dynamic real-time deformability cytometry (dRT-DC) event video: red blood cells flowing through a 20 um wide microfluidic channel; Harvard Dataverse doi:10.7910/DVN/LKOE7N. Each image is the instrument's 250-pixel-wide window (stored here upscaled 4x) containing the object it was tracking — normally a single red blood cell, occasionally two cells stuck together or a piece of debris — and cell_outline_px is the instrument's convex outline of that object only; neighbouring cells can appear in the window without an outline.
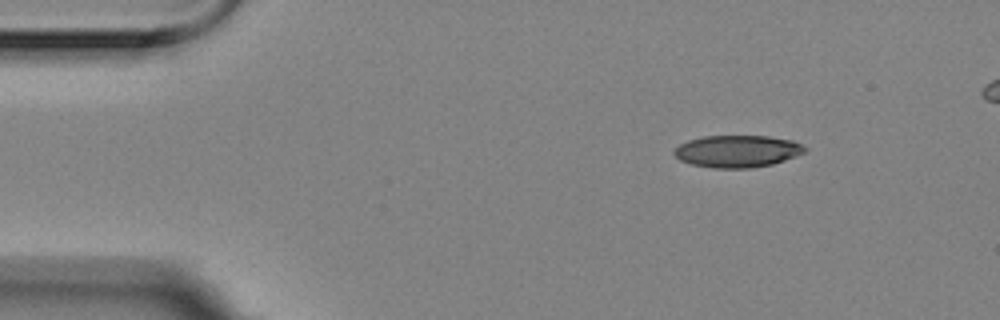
{"species": "Egyptian fruit bat (a non-hibernating species)", "species_latin": "Rousettus aegyptiacus", "temperature_condition": "room temperature", "stored_images_in_passage": 4, "segment_of_instrument_passage": [1, 2], "camera_frame_rate_fps": 3000, "um_per_image_px": 0.085, "animal": {"sex": "female"}, "frame": {"image": 1, "passage_image": 1, "time_ms": 0.0, "image_size_px": [1000, 320], "cell_outline_px": [[808, 148], [804, 152], [796, 156], [772, 164], [748, 168], [712, 168], [692, 164], [680, 160], [672, 152], [680, 144], [688, 140], [704, 136], [768, 136], [792, 140]], "centroid_in_image_um": [62.67, 12.85], "position_along_channel_um": 22.3, "area_um2": 24.33}}